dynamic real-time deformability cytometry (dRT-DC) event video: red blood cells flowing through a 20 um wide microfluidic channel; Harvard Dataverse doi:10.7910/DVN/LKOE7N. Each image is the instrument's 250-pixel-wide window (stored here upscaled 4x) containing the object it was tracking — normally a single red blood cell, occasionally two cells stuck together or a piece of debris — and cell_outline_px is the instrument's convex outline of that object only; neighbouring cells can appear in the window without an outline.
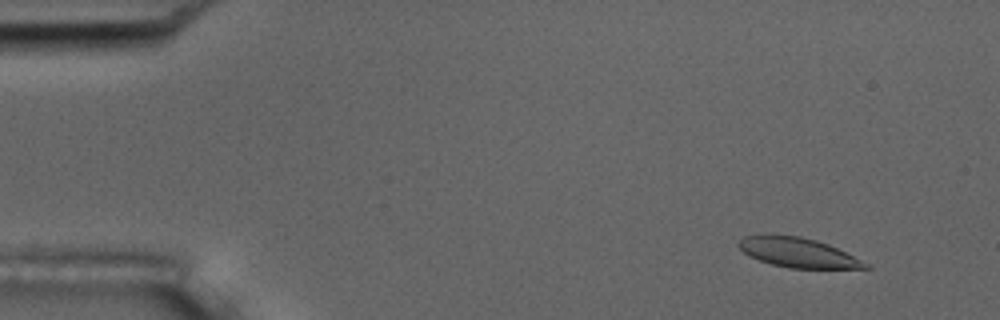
{"species": "common noctule bat (a hibernating species)", "species_latin": "Nyctalus noctula", "temperature_condition": "room temperature", "stored_images_in_passage": 53, "camera_frame_rate_fps": 3000, "um_per_image_px": 0.085, "animal": {"sex": "male", "body_mass_g": 17.5, "forearm_length_mm": 52.3}, "frame": {"image": 1, "passage_image": 3, "time_ms": 0.667, "image_size_px": [1000, 320], "cell_outline_px": [[872, 268], [788, 268], [772, 264], [760, 260], [744, 252], [736, 244], [744, 236], [800, 236], [816, 240], [828, 244], [868, 264]], "centroid_in_image_um": [67.83, 21.48], "position_along_channel_um": 17.2, "area_um2": 21.1}}
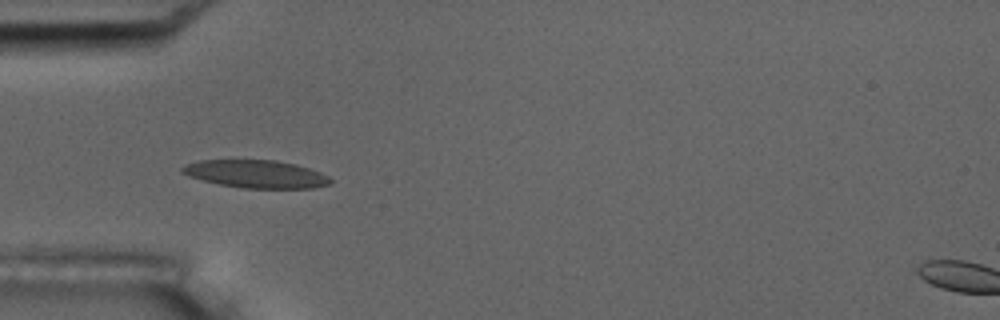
{"frame": {"image": 2, "passage_image": 15, "time_ms": 4.667, "image_size_px": [1000, 320], "cell_outline_px": [[332, 184], [312, 188], [244, 188], [220, 184], [188, 176], [180, 172], [180, 168], [184, 164], [200, 160], [276, 160], [296, 164], [320, 172], [328, 176], [332, 180]], "centroid_in_image_um": [21.76, 14.78], "position_along_channel_um": 63.2, "area_um2": 24.04}}
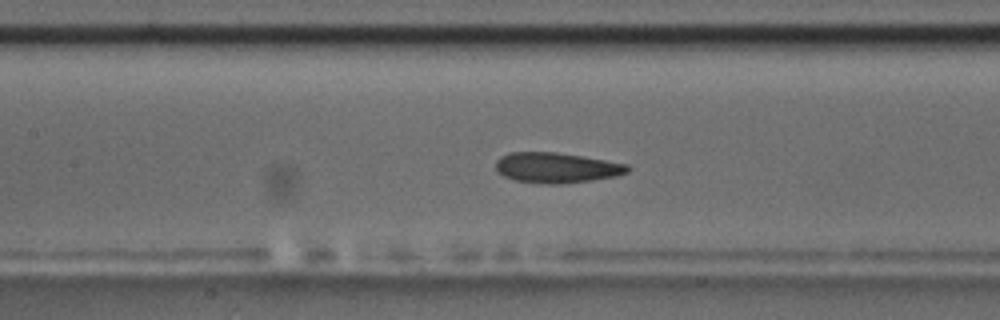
{"frame": {"image": 3, "passage_image": 23, "time_ms": 7.333, "image_size_px": [1000, 320], "cell_outline_px": [[632, 168], [628, 172], [616, 176], [592, 180], [560, 184], [548, 184], [512, 180], [496, 172], [496, 160], [500, 156], [508, 152], [556, 152], [628, 164]], "centroid_in_image_um": [47.27, 14.26], "position_along_channel_um": 160.1, "area_um2": 23.41}, "authors_computed_cell_mechanics": {"area_um2": 23.5824, "velocity_mm_per_s": 3.6849, "shape_relaxation_time_tau1_ms": 4.6777, "shape_relaxation_time_tau2_ms": 2.2618, "deformation_change_tau1": 0.1308, "deformation_change_tau2": 0.0701}}